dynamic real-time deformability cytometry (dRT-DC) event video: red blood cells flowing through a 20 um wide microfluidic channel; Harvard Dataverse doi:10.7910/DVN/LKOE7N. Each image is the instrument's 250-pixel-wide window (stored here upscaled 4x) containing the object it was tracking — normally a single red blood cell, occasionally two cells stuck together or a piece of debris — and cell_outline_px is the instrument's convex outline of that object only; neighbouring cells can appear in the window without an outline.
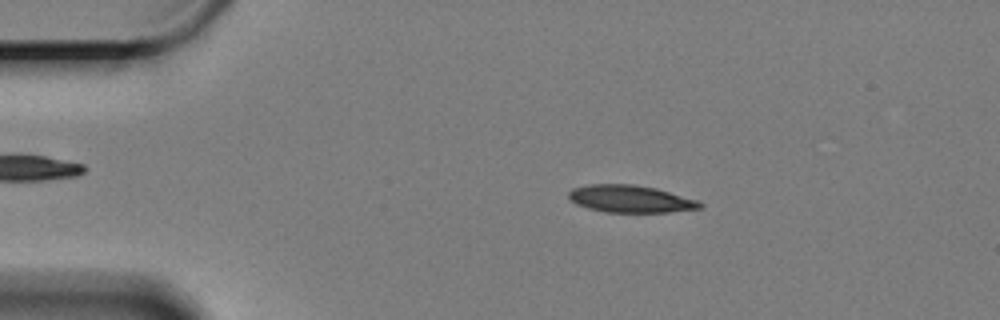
{"species": "Egyptian fruit bat (a non-hibernating species)", "species_latin": "Rousettus aegyptiacus", "temperature_condition": "cold", "stored_images_in_passage": 57, "camera_frame_rate_fps": 3000, "um_per_image_px": 0.085, "animal": {"sex": "female"}, "frame": {"image": 1, "passage_image": 8, "time_ms": 2.333, "image_size_px": [1000, 320], "cell_outline_px": [[704, 204], [700, 208], [668, 212], [604, 212], [588, 208], [576, 204], [568, 196], [568, 192], [572, 188], [588, 184], [632, 184], [656, 188], [696, 200]], "centroid_in_image_um": [53.54, 16.9], "position_along_channel_um": 31.5, "area_um2": 20.75}}
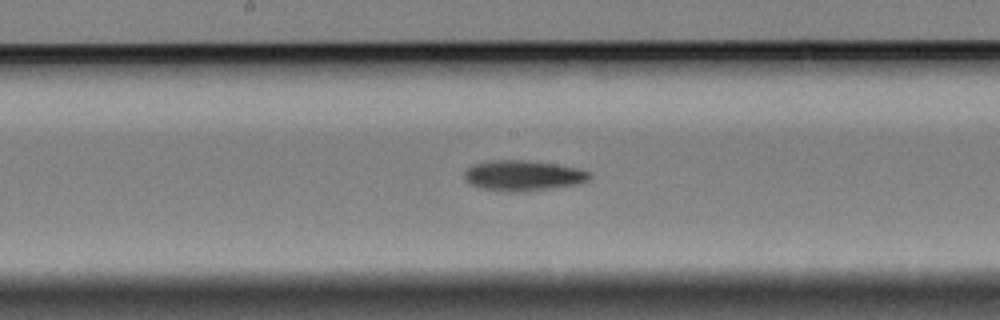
{"frame": {"image": 2, "passage_image": 28, "time_ms": 9.0, "image_size_px": [1000, 320], "cell_outline_px": [[592, 176], [588, 180], [580, 184], [552, 188], [520, 192], [512, 192], [480, 188], [468, 184], [464, 180], [464, 172], [472, 164], [492, 160], [528, 160], [576, 168], [592, 172]], "centroid_in_image_um": [44.44, 14.93], "position_along_channel_um": 203.8, "area_um2": 22.37}}
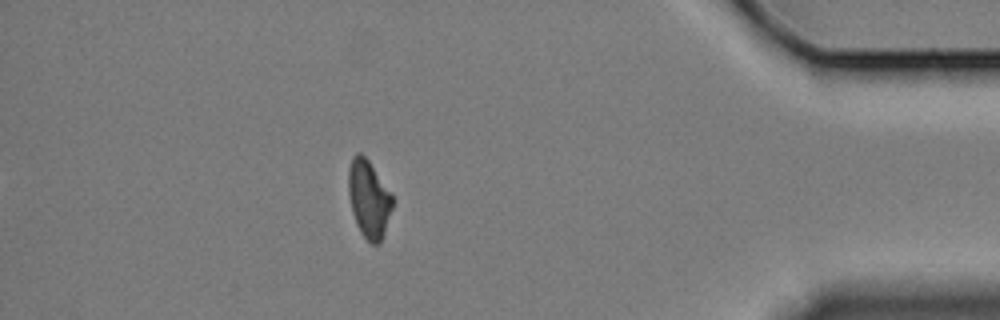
{"frame": {"image": 3, "passage_image": 50, "time_ms": 16.333, "image_size_px": [1000, 320], "cell_outline_px": [[392, 208], [380, 244], [372, 244], [360, 232], [356, 224], [352, 212], [348, 192], [348, 168], [352, 156], [356, 152], [360, 152], [368, 160], [392, 196]], "centroid_in_image_um": [31.31, 16.9], "position_along_channel_um": 403.9, "area_um2": 19.65}, "authors_computed_cell_mechanics": {"area_um2": 21.1548, "velocity_mm_per_s": 3.2882, "shape_relaxation_time_tau1_ms": 6.0362, "shape_relaxation_time_tau2_ms": null, "deformation_change_tau1": 0.1517, "deformation_change_tau2": null}}